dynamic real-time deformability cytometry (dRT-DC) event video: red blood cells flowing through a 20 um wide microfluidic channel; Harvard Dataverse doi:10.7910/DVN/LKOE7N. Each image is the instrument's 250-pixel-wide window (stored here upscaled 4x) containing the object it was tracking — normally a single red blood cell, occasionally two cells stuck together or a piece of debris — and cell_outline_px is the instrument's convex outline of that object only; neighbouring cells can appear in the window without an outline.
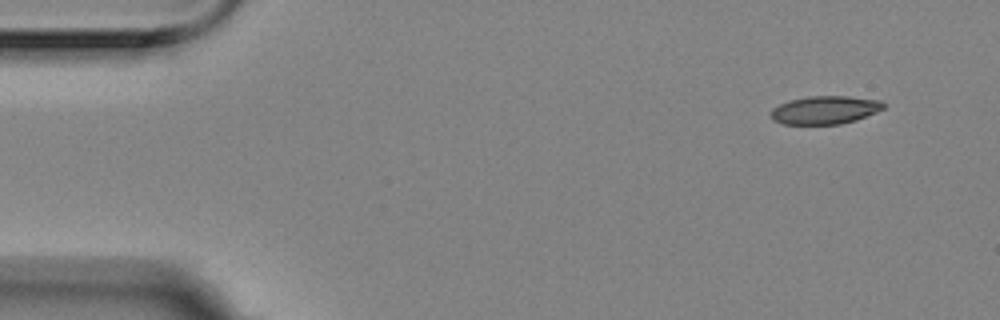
{"species": "Egyptian fruit bat (a non-hibernating species)", "species_latin": "Rousettus aegyptiacus", "temperature_condition": "room temperature", "stored_images_in_passage": 4, "camera_frame_rate_fps": 3000, "um_per_image_px": 0.085, "animal": {"sex": "female"}, "frame": {"image": 1, "passage_image": 1, "time_ms": 0.0, "image_size_px": [1000, 320], "cell_outline_px": [[884, 108], [876, 112], [856, 120], [840, 124], [784, 124], [772, 120], [768, 112], [772, 108], [788, 100], [808, 96], [848, 96], [880, 100], [884, 104]], "centroid_in_image_um": [70.07, 9.35], "position_along_channel_um": 14.9, "area_um2": 18.61}}